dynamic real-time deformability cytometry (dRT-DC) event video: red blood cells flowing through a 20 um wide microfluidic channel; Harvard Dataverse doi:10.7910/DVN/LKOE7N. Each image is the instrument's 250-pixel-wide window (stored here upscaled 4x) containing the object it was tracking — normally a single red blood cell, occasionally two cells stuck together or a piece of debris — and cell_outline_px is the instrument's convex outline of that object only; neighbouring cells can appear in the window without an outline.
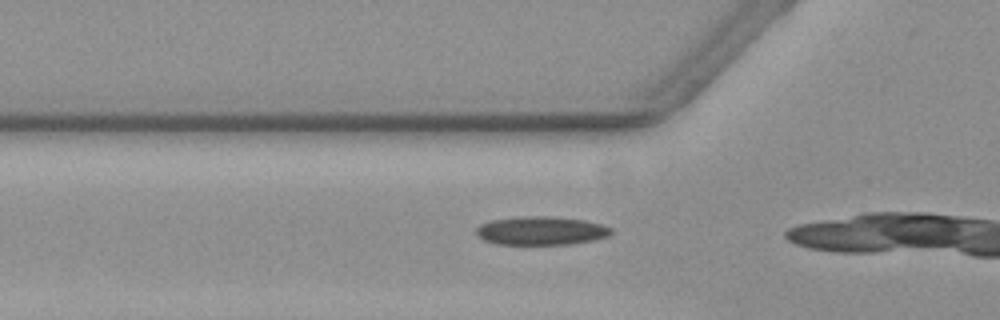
{"species": "common noctule bat (a hibernating species)", "species_latin": "Nyctalus noctula", "temperature_condition": "warm", "stored_images_in_passage": 16, "camera_frame_rate_fps": 3000, "um_per_image_px": 0.085, "animal": {"sex": "female", "body_mass_g": 19.3, "forearm_length_mm": 54.1}, "frame": {"image": 1, "passage_image": 14, "time_ms": 4.333, "image_size_px": [1000, 320], "cell_outline_px": [[612, 232], [608, 236], [592, 240], [572, 244], [496, 244], [484, 240], [476, 232], [476, 228], [480, 224], [492, 220], [524, 216], [556, 216], [584, 220], [600, 224], [612, 228]], "centroid_in_image_um": [46.0, 19.6], "position_along_channel_um": 79.8, "area_um2": 22.37}}